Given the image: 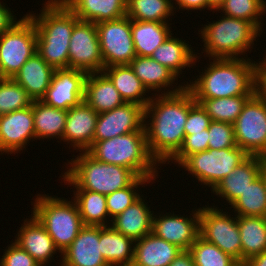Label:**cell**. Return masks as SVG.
<instances>
[{"mask_svg": "<svg viewBox=\"0 0 266 266\" xmlns=\"http://www.w3.org/2000/svg\"><path fill=\"white\" fill-rule=\"evenodd\" d=\"M195 103L192 92L185 86L177 93L153 95L145 107L147 147L160 167L181 148L188 112Z\"/></svg>", "mask_w": 266, "mask_h": 266, "instance_id": "6da1fadb", "label": "cell"}, {"mask_svg": "<svg viewBox=\"0 0 266 266\" xmlns=\"http://www.w3.org/2000/svg\"><path fill=\"white\" fill-rule=\"evenodd\" d=\"M208 59L202 72L197 70L199 76L188 78V81L184 79L194 99L254 95L253 57L252 60L250 57Z\"/></svg>", "mask_w": 266, "mask_h": 266, "instance_id": "7a4b0ae2", "label": "cell"}, {"mask_svg": "<svg viewBox=\"0 0 266 266\" xmlns=\"http://www.w3.org/2000/svg\"><path fill=\"white\" fill-rule=\"evenodd\" d=\"M40 13L28 12L37 30V53L54 69L68 68L69 43L79 21L62 0H45Z\"/></svg>", "mask_w": 266, "mask_h": 266, "instance_id": "3957f363", "label": "cell"}, {"mask_svg": "<svg viewBox=\"0 0 266 266\" xmlns=\"http://www.w3.org/2000/svg\"><path fill=\"white\" fill-rule=\"evenodd\" d=\"M215 12V15L220 13L219 19L202 24L203 27L199 28L197 33L203 43L201 50V53H204L203 57L248 59L247 52L251 54L252 49H255L253 47L257 42L256 39L262 32L249 21L221 15L219 11Z\"/></svg>", "mask_w": 266, "mask_h": 266, "instance_id": "277c9868", "label": "cell"}, {"mask_svg": "<svg viewBox=\"0 0 266 266\" xmlns=\"http://www.w3.org/2000/svg\"><path fill=\"white\" fill-rule=\"evenodd\" d=\"M79 154V155H78ZM65 163V172L60 183L64 182L75 190H90L103 195L130 186L138 176L130 169L99 162L87 152H79Z\"/></svg>", "mask_w": 266, "mask_h": 266, "instance_id": "5b68a950", "label": "cell"}, {"mask_svg": "<svg viewBox=\"0 0 266 266\" xmlns=\"http://www.w3.org/2000/svg\"><path fill=\"white\" fill-rule=\"evenodd\" d=\"M86 152L99 162L124 166L138 177L149 178L153 183H156L154 181L159 178L162 168L149 153L145 130L93 141Z\"/></svg>", "mask_w": 266, "mask_h": 266, "instance_id": "8992f818", "label": "cell"}, {"mask_svg": "<svg viewBox=\"0 0 266 266\" xmlns=\"http://www.w3.org/2000/svg\"><path fill=\"white\" fill-rule=\"evenodd\" d=\"M48 194L37 193L31 202V214L46 229L60 251L58 265L61 266L62 253L74 241L84 225L74 199Z\"/></svg>", "mask_w": 266, "mask_h": 266, "instance_id": "52a82bcc", "label": "cell"}, {"mask_svg": "<svg viewBox=\"0 0 266 266\" xmlns=\"http://www.w3.org/2000/svg\"><path fill=\"white\" fill-rule=\"evenodd\" d=\"M248 156L238 146L220 150L208 149L188 156L178 168L187 171L193 179L196 178V182L203 185L202 188L210 187L212 191Z\"/></svg>", "mask_w": 266, "mask_h": 266, "instance_id": "ba28073f", "label": "cell"}, {"mask_svg": "<svg viewBox=\"0 0 266 266\" xmlns=\"http://www.w3.org/2000/svg\"><path fill=\"white\" fill-rule=\"evenodd\" d=\"M0 36V78H13L37 52V30L25 14Z\"/></svg>", "mask_w": 266, "mask_h": 266, "instance_id": "9c48e42d", "label": "cell"}, {"mask_svg": "<svg viewBox=\"0 0 266 266\" xmlns=\"http://www.w3.org/2000/svg\"><path fill=\"white\" fill-rule=\"evenodd\" d=\"M211 204L213 206H209L208 203L200 207V236L242 264V245L237 216L230 210L228 212L225 208L220 209L215 203Z\"/></svg>", "mask_w": 266, "mask_h": 266, "instance_id": "30bf717a", "label": "cell"}, {"mask_svg": "<svg viewBox=\"0 0 266 266\" xmlns=\"http://www.w3.org/2000/svg\"><path fill=\"white\" fill-rule=\"evenodd\" d=\"M234 133L237 146L248 155L266 158V101L251 96L234 123Z\"/></svg>", "mask_w": 266, "mask_h": 266, "instance_id": "8fae6325", "label": "cell"}, {"mask_svg": "<svg viewBox=\"0 0 266 266\" xmlns=\"http://www.w3.org/2000/svg\"><path fill=\"white\" fill-rule=\"evenodd\" d=\"M104 68L130 64L136 57L128 16L96 24Z\"/></svg>", "mask_w": 266, "mask_h": 266, "instance_id": "7c38bea8", "label": "cell"}, {"mask_svg": "<svg viewBox=\"0 0 266 266\" xmlns=\"http://www.w3.org/2000/svg\"><path fill=\"white\" fill-rule=\"evenodd\" d=\"M68 68L88 73L103 72L96 24L79 20L73 28L69 43Z\"/></svg>", "mask_w": 266, "mask_h": 266, "instance_id": "4fadbf2b", "label": "cell"}, {"mask_svg": "<svg viewBox=\"0 0 266 266\" xmlns=\"http://www.w3.org/2000/svg\"><path fill=\"white\" fill-rule=\"evenodd\" d=\"M164 211L154 212L151 232L182 250H188L200 236V208L194 207L189 212L190 216L186 214L187 217L185 213L176 215L173 211L164 214Z\"/></svg>", "mask_w": 266, "mask_h": 266, "instance_id": "5bb4252c", "label": "cell"}, {"mask_svg": "<svg viewBox=\"0 0 266 266\" xmlns=\"http://www.w3.org/2000/svg\"><path fill=\"white\" fill-rule=\"evenodd\" d=\"M85 71L73 68L55 69L51 84L41 99L48 106L69 110L84 101Z\"/></svg>", "mask_w": 266, "mask_h": 266, "instance_id": "9a60e30c", "label": "cell"}, {"mask_svg": "<svg viewBox=\"0 0 266 266\" xmlns=\"http://www.w3.org/2000/svg\"><path fill=\"white\" fill-rule=\"evenodd\" d=\"M32 106L0 116V155L7 156L26 151L35 141Z\"/></svg>", "mask_w": 266, "mask_h": 266, "instance_id": "2e32d148", "label": "cell"}, {"mask_svg": "<svg viewBox=\"0 0 266 266\" xmlns=\"http://www.w3.org/2000/svg\"><path fill=\"white\" fill-rule=\"evenodd\" d=\"M144 114L143 106L126 102L111 111L99 113L93 141H103L144 130Z\"/></svg>", "mask_w": 266, "mask_h": 266, "instance_id": "e0dca14e", "label": "cell"}, {"mask_svg": "<svg viewBox=\"0 0 266 266\" xmlns=\"http://www.w3.org/2000/svg\"><path fill=\"white\" fill-rule=\"evenodd\" d=\"M98 113L85 101L67 111L62 142L76 152H86L93 144ZM66 142V143H65ZM71 145V146H70Z\"/></svg>", "mask_w": 266, "mask_h": 266, "instance_id": "ac0fdd59", "label": "cell"}, {"mask_svg": "<svg viewBox=\"0 0 266 266\" xmlns=\"http://www.w3.org/2000/svg\"><path fill=\"white\" fill-rule=\"evenodd\" d=\"M29 217L23 219L24 221L21 227L17 229L18 232L13 241L29 253L41 266H51L52 260H57L54 256L60 251L37 219L32 214Z\"/></svg>", "mask_w": 266, "mask_h": 266, "instance_id": "d6986e66", "label": "cell"}, {"mask_svg": "<svg viewBox=\"0 0 266 266\" xmlns=\"http://www.w3.org/2000/svg\"><path fill=\"white\" fill-rule=\"evenodd\" d=\"M100 226L84 225L62 253L61 266H109L101 254Z\"/></svg>", "mask_w": 266, "mask_h": 266, "instance_id": "ffe728a7", "label": "cell"}, {"mask_svg": "<svg viewBox=\"0 0 266 266\" xmlns=\"http://www.w3.org/2000/svg\"><path fill=\"white\" fill-rule=\"evenodd\" d=\"M129 65L146 89L150 93L153 92V95L177 93L186 86L183 81L178 85V77L151 57L136 56Z\"/></svg>", "mask_w": 266, "mask_h": 266, "instance_id": "44dd1931", "label": "cell"}, {"mask_svg": "<svg viewBox=\"0 0 266 266\" xmlns=\"http://www.w3.org/2000/svg\"><path fill=\"white\" fill-rule=\"evenodd\" d=\"M264 158L262 156L249 155L211 193L216 195L217 198L220 197L219 199L223 200L225 206H228V203L231 205L260 176V168ZM224 200L226 201L224 202Z\"/></svg>", "mask_w": 266, "mask_h": 266, "instance_id": "7402d4cb", "label": "cell"}, {"mask_svg": "<svg viewBox=\"0 0 266 266\" xmlns=\"http://www.w3.org/2000/svg\"><path fill=\"white\" fill-rule=\"evenodd\" d=\"M174 33L172 34L152 53L151 58L167 67L171 70L177 77L185 74L184 69L197 67V62L201 61L202 54L198 53L199 50L195 51L189 41L184 40L178 36L176 37ZM194 49V50H193ZM200 54V55H199ZM201 56V57H200ZM196 63V64H195ZM187 67V68H186ZM185 72V73H183Z\"/></svg>", "mask_w": 266, "mask_h": 266, "instance_id": "603a6c76", "label": "cell"}, {"mask_svg": "<svg viewBox=\"0 0 266 266\" xmlns=\"http://www.w3.org/2000/svg\"><path fill=\"white\" fill-rule=\"evenodd\" d=\"M144 195L142 194L125 211L112 219L111 222V226L116 231L134 241L143 238L152 231V220L155 211H151V205H148V202H146L147 197H144Z\"/></svg>", "mask_w": 266, "mask_h": 266, "instance_id": "cb8c5ba5", "label": "cell"}, {"mask_svg": "<svg viewBox=\"0 0 266 266\" xmlns=\"http://www.w3.org/2000/svg\"><path fill=\"white\" fill-rule=\"evenodd\" d=\"M55 69L37 52L30 57L12 78L33 100H41L51 84Z\"/></svg>", "mask_w": 266, "mask_h": 266, "instance_id": "d4e9b609", "label": "cell"}, {"mask_svg": "<svg viewBox=\"0 0 266 266\" xmlns=\"http://www.w3.org/2000/svg\"><path fill=\"white\" fill-rule=\"evenodd\" d=\"M182 251L178 246L155 236L152 232L135 241L131 266H169Z\"/></svg>", "mask_w": 266, "mask_h": 266, "instance_id": "484cf974", "label": "cell"}, {"mask_svg": "<svg viewBox=\"0 0 266 266\" xmlns=\"http://www.w3.org/2000/svg\"><path fill=\"white\" fill-rule=\"evenodd\" d=\"M84 101L98 114L111 111L125 103L111 80L103 73H88Z\"/></svg>", "mask_w": 266, "mask_h": 266, "instance_id": "4316f807", "label": "cell"}, {"mask_svg": "<svg viewBox=\"0 0 266 266\" xmlns=\"http://www.w3.org/2000/svg\"><path fill=\"white\" fill-rule=\"evenodd\" d=\"M81 21L100 23L126 16L127 0H62Z\"/></svg>", "mask_w": 266, "mask_h": 266, "instance_id": "83f0119b", "label": "cell"}, {"mask_svg": "<svg viewBox=\"0 0 266 266\" xmlns=\"http://www.w3.org/2000/svg\"><path fill=\"white\" fill-rule=\"evenodd\" d=\"M103 73L111 80L126 103H135L145 108L152 99L153 94H150L129 64L106 67Z\"/></svg>", "mask_w": 266, "mask_h": 266, "instance_id": "f1b7e54d", "label": "cell"}, {"mask_svg": "<svg viewBox=\"0 0 266 266\" xmlns=\"http://www.w3.org/2000/svg\"><path fill=\"white\" fill-rule=\"evenodd\" d=\"M101 254L109 266H131L135 241L111 225L100 226Z\"/></svg>", "mask_w": 266, "mask_h": 266, "instance_id": "f546056e", "label": "cell"}, {"mask_svg": "<svg viewBox=\"0 0 266 266\" xmlns=\"http://www.w3.org/2000/svg\"><path fill=\"white\" fill-rule=\"evenodd\" d=\"M172 24L131 20V33L136 56L151 57L152 53L172 34Z\"/></svg>", "mask_w": 266, "mask_h": 266, "instance_id": "4dcf8cb0", "label": "cell"}, {"mask_svg": "<svg viewBox=\"0 0 266 266\" xmlns=\"http://www.w3.org/2000/svg\"><path fill=\"white\" fill-rule=\"evenodd\" d=\"M32 111L34 117L35 136L37 140H60L65 130L67 110L48 106L41 100H33ZM46 138V139H45Z\"/></svg>", "mask_w": 266, "mask_h": 266, "instance_id": "1f68e13d", "label": "cell"}, {"mask_svg": "<svg viewBox=\"0 0 266 266\" xmlns=\"http://www.w3.org/2000/svg\"><path fill=\"white\" fill-rule=\"evenodd\" d=\"M242 245V264L266 251V217L237 216Z\"/></svg>", "mask_w": 266, "mask_h": 266, "instance_id": "d6a6232c", "label": "cell"}, {"mask_svg": "<svg viewBox=\"0 0 266 266\" xmlns=\"http://www.w3.org/2000/svg\"><path fill=\"white\" fill-rule=\"evenodd\" d=\"M73 198L78 206L83 225L108 226L109 218L106 195L90 190H74Z\"/></svg>", "mask_w": 266, "mask_h": 266, "instance_id": "836d02e7", "label": "cell"}, {"mask_svg": "<svg viewBox=\"0 0 266 266\" xmlns=\"http://www.w3.org/2000/svg\"><path fill=\"white\" fill-rule=\"evenodd\" d=\"M174 15V0H127L126 3V16L131 20L169 23Z\"/></svg>", "mask_w": 266, "mask_h": 266, "instance_id": "e575fe53", "label": "cell"}, {"mask_svg": "<svg viewBox=\"0 0 266 266\" xmlns=\"http://www.w3.org/2000/svg\"><path fill=\"white\" fill-rule=\"evenodd\" d=\"M225 208L236 216L266 217V186L262 177L253 181L235 202Z\"/></svg>", "mask_w": 266, "mask_h": 266, "instance_id": "d590c367", "label": "cell"}, {"mask_svg": "<svg viewBox=\"0 0 266 266\" xmlns=\"http://www.w3.org/2000/svg\"><path fill=\"white\" fill-rule=\"evenodd\" d=\"M253 95L195 99L206 110L212 121L234 124L246 101Z\"/></svg>", "mask_w": 266, "mask_h": 266, "instance_id": "8d00e7d4", "label": "cell"}, {"mask_svg": "<svg viewBox=\"0 0 266 266\" xmlns=\"http://www.w3.org/2000/svg\"><path fill=\"white\" fill-rule=\"evenodd\" d=\"M218 11L231 18L249 21L264 33L266 0H225Z\"/></svg>", "mask_w": 266, "mask_h": 266, "instance_id": "74e56055", "label": "cell"}, {"mask_svg": "<svg viewBox=\"0 0 266 266\" xmlns=\"http://www.w3.org/2000/svg\"><path fill=\"white\" fill-rule=\"evenodd\" d=\"M195 266H239L240 263L232 256L224 253L215 244L199 236L188 249Z\"/></svg>", "mask_w": 266, "mask_h": 266, "instance_id": "f35d334b", "label": "cell"}, {"mask_svg": "<svg viewBox=\"0 0 266 266\" xmlns=\"http://www.w3.org/2000/svg\"><path fill=\"white\" fill-rule=\"evenodd\" d=\"M33 99L12 78H0V116L31 106Z\"/></svg>", "mask_w": 266, "mask_h": 266, "instance_id": "ab89813d", "label": "cell"}, {"mask_svg": "<svg viewBox=\"0 0 266 266\" xmlns=\"http://www.w3.org/2000/svg\"><path fill=\"white\" fill-rule=\"evenodd\" d=\"M153 182L149 178L138 177L130 186L106 195V204L109 218L112 220L125 211L143 193L140 189Z\"/></svg>", "mask_w": 266, "mask_h": 266, "instance_id": "60d3db41", "label": "cell"}, {"mask_svg": "<svg viewBox=\"0 0 266 266\" xmlns=\"http://www.w3.org/2000/svg\"><path fill=\"white\" fill-rule=\"evenodd\" d=\"M208 149H224L236 147L234 124L212 121L208 128Z\"/></svg>", "mask_w": 266, "mask_h": 266, "instance_id": "b9f144b4", "label": "cell"}, {"mask_svg": "<svg viewBox=\"0 0 266 266\" xmlns=\"http://www.w3.org/2000/svg\"><path fill=\"white\" fill-rule=\"evenodd\" d=\"M208 129L185 136L179 151L166 163H174L177 167L190 155L208 150ZM176 163V164H175Z\"/></svg>", "mask_w": 266, "mask_h": 266, "instance_id": "7bdbcfd3", "label": "cell"}, {"mask_svg": "<svg viewBox=\"0 0 266 266\" xmlns=\"http://www.w3.org/2000/svg\"><path fill=\"white\" fill-rule=\"evenodd\" d=\"M0 257V266H41L29 253L11 240Z\"/></svg>", "mask_w": 266, "mask_h": 266, "instance_id": "ee69618b", "label": "cell"}, {"mask_svg": "<svg viewBox=\"0 0 266 266\" xmlns=\"http://www.w3.org/2000/svg\"><path fill=\"white\" fill-rule=\"evenodd\" d=\"M212 120L200 103H195L188 112L184 126L185 136L208 129Z\"/></svg>", "mask_w": 266, "mask_h": 266, "instance_id": "f6af8a7d", "label": "cell"}, {"mask_svg": "<svg viewBox=\"0 0 266 266\" xmlns=\"http://www.w3.org/2000/svg\"><path fill=\"white\" fill-rule=\"evenodd\" d=\"M254 61V94L266 101V56Z\"/></svg>", "mask_w": 266, "mask_h": 266, "instance_id": "bcb514c9", "label": "cell"}, {"mask_svg": "<svg viewBox=\"0 0 266 266\" xmlns=\"http://www.w3.org/2000/svg\"><path fill=\"white\" fill-rule=\"evenodd\" d=\"M16 17V14L14 15V11L8 7L6 3L0 0V36L6 32L9 31L17 22L20 21Z\"/></svg>", "mask_w": 266, "mask_h": 266, "instance_id": "7dc6e473", "label": "cell"}, {"mask_svg": "<svg viewBox=\"0 0 266 266\" xmlns=\"http://www.w3.org/2000/svg\"><path fill=\"white\" fill-rule=\"evenodd\" d=\"M178 5V6H177ZM174 9L176 11H205L208 10L207 0H174Z\"/></svg>", "mask_w": 266, "mask_h": 266, "instance_id": "c3c4849f", "label": "cell"}, {"mask_svg": "<svg viewBox=\"0 0 266 266\" xmlns=\"http://www.w3.org/2000/svg\"><path fill=\"white\" fill-rule=\"evenodd\" d=\"M169 266H195L189 250H182Z\"/></svg>", "mask_w": 266, "mask_h": 266, "instance_id": "681fc988", "label": "cell"}, {"mask_svg": "<svg viewBox=\"0 0 266 266\" xmlns=\"http://www.w3.org/2000/svg\"><path fill=\"white\" fill-rule=\"evenodd\" d=\"M245 266H266V251L250 257L244 263Z\"/></svg>", "mask_w": 266, "mask_h": 266, "instance_id": "f907efd6", "label": "cell"}, {"mask_svg": "<svg viewBox=\"0 0 266 266\" xmlns=\"http://www.w3.org/2000/svg\"><path fill=\"white\" fill-rule=\"evenodd\" d=\"M224 2L225 0H207L208 11L210 10V12L212 11L214 14L215 11L219 10V8L223 5Z\"/></svg>", "mask_w": 266, "mask_h": 266, "instance_id": "816d5d0a", "label": "cell"}, {"mask_svg": "<svg viewBox=\"0 0 266 266\" xmlns=\"http://www.w3.org/2000/svg\"><path fill=\"white\" fill-rule=\"evenodd\" d=\"M260 176L264 180L265 186H266V158L263 159L262 165L260 168Z\"/></svg>", "mask_w": 266, "mask_h": 266, "instance_id": "f5cc1de1", "label": "cell"}]
</instances>
